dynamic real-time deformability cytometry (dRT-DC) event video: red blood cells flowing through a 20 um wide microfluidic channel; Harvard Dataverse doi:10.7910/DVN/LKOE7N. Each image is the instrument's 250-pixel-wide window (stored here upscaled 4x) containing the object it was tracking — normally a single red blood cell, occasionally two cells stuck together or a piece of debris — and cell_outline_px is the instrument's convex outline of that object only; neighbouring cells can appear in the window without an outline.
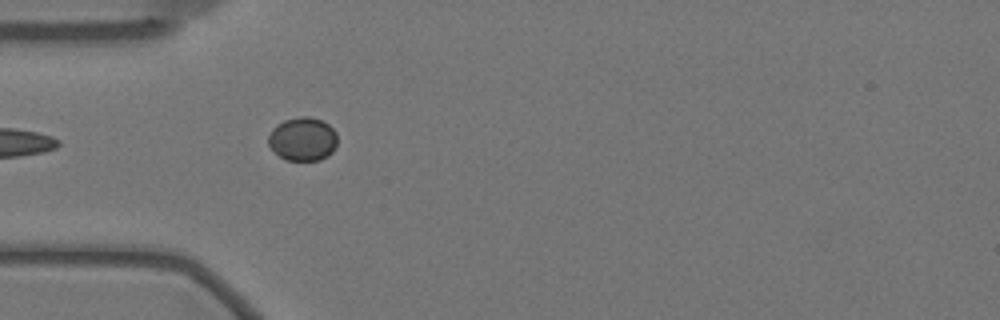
{"species": "Egyptian fruit bat (a non-hibernating species)", "species_latin": "Rousettus aegyptiacus", "temperature_condition": "warm", "stored_images_in_passage": 18, "camera_frame_rate_fps": 3000, "um_per_image_px": 0.085, "animal": {"sex": "female"}, "frame": {"image": 1, "passage_image": 1, "time_ms": 0.0, "image_size_px": [1000, 320], "cell_outline_px": [[336, 148], [328, 156], [320, 160], [284, 160], [268, 144], [268, 136], [272, 128], [276, 124], [284, 120], [300, 116], [308, 116], [320, 120], [328, 124], [336, 132]], "centroid_in_image_um": [25.73, 11.82], "position_along_channel_um": 59.3, "area_um2": 17.57}}